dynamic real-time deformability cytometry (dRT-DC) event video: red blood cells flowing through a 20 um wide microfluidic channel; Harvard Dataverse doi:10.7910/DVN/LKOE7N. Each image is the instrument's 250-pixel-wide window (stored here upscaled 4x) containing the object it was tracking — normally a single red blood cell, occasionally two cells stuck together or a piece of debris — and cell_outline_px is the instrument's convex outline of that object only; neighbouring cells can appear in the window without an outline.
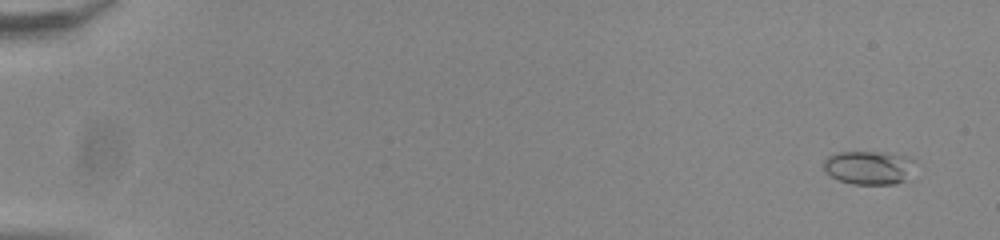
{"species": "common noctule bat (a hibernating species)", "species_latin": "Nyctalus noctula", "temperature_condition": "room temperature", "stored_images_in_passage": 56, "camera_frame_rate_fps": 3000, "um_per_image_px": 0.085, "animal": {"sex": "male", "body_mass_g": 20.0, "forearm_length_mm": 53.3}, "frame": {"image": 1, "passage_image": 4, "time_ms": 1.0, "image_size_px": [1000, 240], "cell_outline_px": [[916, 160], [904, 180], [896, 184], [852, 184], [840, 180], [832, 176], [824, 168], [824, 160], [828, 156], [840, 152], [880, 152], [908, 156]], "centroid_in_image_um": [73.85, 14.23], "position_along_channel_um": 11.1, "area_um2": 17.63}}
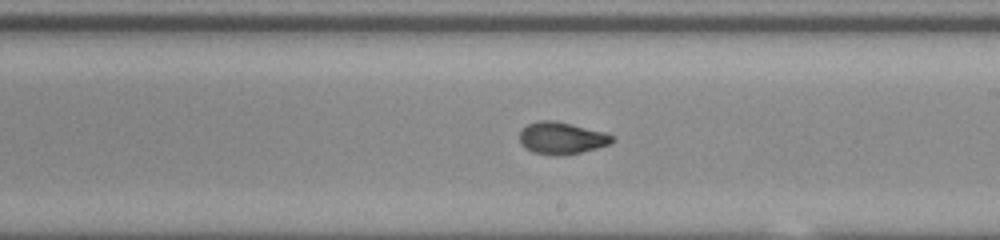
{"frame": {"image": 2, "passage_image": 35, "time_ms": 11.333, "image_size_px": [1000, 240], "cell_outline_px": [[616, 140], [612, 144], [564, 156], [552, 156], [532, 152], [524, 148], [520, 144], [520, 128], [536, 120], [556, 120], [604, 132], [616, 136]], "centroid_in_image_um": [47.73, 11.74], "position_along_channel_um": 241.3, "area_um2": 17.8}}
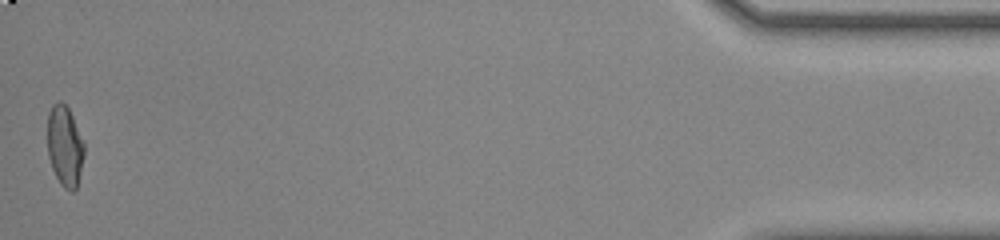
{"frame": {"image": 3, "passage_image": 56, "time_ms": 18.333, "image_size_px": [1000, 240], "cell_outline_px": [[84, 156], [76, 188], [72, 192], [64, 188], [60, 184], [52, 168], [48, 156], [48, 112], [52, 104], [60, 100], [68, 108], [84, 140]], "centroid_in_image_um": [5.51, 12.4], "position_along_channel_um": 429.7, "area_um2": 17.28}, "authors_computed_cell_mechanics": {"area_um2": 16.9354, "velocity_mm_per_s": 3.8613, "shape_relaxation_time_tau1_ms": 4.1219, "shape_relaxation_time_tau2_ms": 1.2782, "deformation_change_tau1": 0.1842, "deformation_change_tau2": 0.0673}}